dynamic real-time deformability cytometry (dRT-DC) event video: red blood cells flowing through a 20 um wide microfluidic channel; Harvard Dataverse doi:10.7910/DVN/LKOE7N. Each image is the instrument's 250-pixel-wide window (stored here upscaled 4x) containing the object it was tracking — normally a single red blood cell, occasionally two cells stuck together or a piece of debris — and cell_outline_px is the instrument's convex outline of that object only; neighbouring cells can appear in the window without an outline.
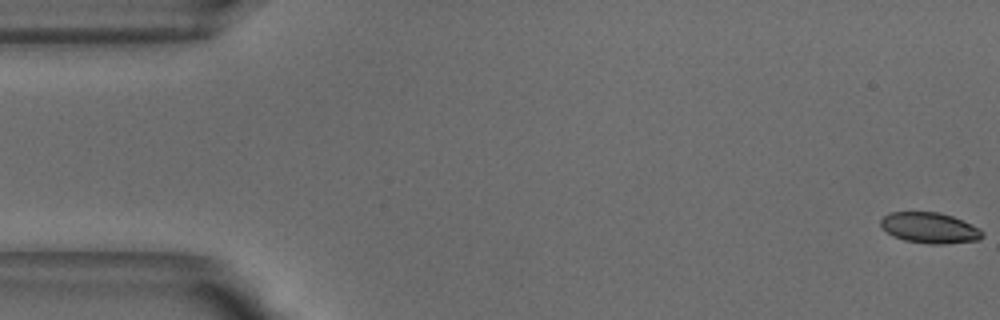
{"species": "common noctule bat (a hibernating species)", "species_latin": "Nyctalus noctula", "temperature_condition": "warm", "stored_images_in_passage": 52, "camera_frame_rate_fps": 3000, "um_per_image_px": 0.085, "animal": {"sex": "male", "body_mass_g": 18.8}, "frame": {"image": 1, "passage_image": 1, "time_ms": 0.0, "image_size_px": [1000, 320], "cell_outline_px": [[984, 236], [980, 240], [944, 244], [928, 244], [904, 240], [892, 236], [880, 228], [880, 220], [888, 212], [940, 212], [952, 216], [980, 228], [984, 232]], "centroid_in_image_um": [79.01, 19.37], "position_along_channel_um": 6.0, "area_um2": 18.5}}
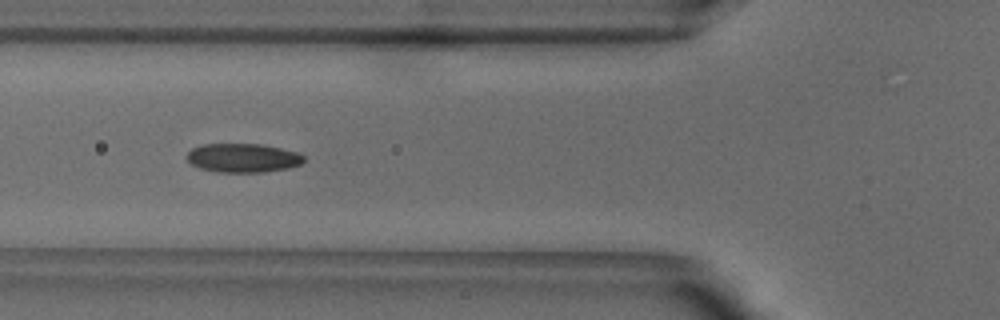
{"frame": {"image": 2, "passage_image": 19, "time_ms": 6.0, "image_size_px": [1000, 320], "cell_outline_px": [[304, 160], [300, 164], [288, 168], [264, 172], [220, 172], [200, 168], [192, 164], [184, 156], [192, 148], [204, 144], [260, 144], [280, 148], [296, 152], [304, 156]], "centroid_in_image_um": [20.62, 13.42], "position_along_channel_um": 105.2, "area_um2": 19.59}}
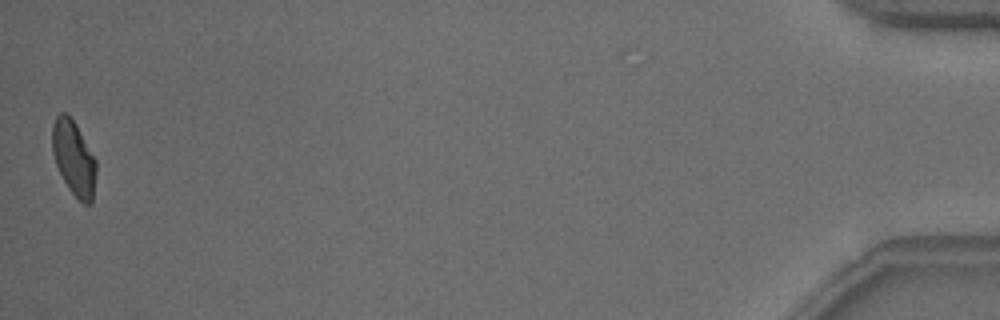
{"frame": {"image": 3, "passage_image": 52, "time_ms": 17.0, "image_size_px": [1000, 320], "cell_outline_px": [[96, 172], [92, 204], [84, 204], [68, 188], [56, 164], [52, 152], [52, 124], [56, 116], [60, 112], [68, 112], [76, 124], [96, 160]], "centroid_in_image_um": [6.26, 13.4], "position_along_channel_um": 428.9, "area_um2": 19.13}, "authors_computed_cell_mechanics": {"area_um2": 19.4208, "velocity_mm_per_s": 3.8418, "shape_relaxation_time_tau1_ms": 4.2069, "shape_relaxation_time_tau2_ms": 2.2439, "deformation_change_tau1": 0.1226, "deformation_change_tau2": 0.0675}}